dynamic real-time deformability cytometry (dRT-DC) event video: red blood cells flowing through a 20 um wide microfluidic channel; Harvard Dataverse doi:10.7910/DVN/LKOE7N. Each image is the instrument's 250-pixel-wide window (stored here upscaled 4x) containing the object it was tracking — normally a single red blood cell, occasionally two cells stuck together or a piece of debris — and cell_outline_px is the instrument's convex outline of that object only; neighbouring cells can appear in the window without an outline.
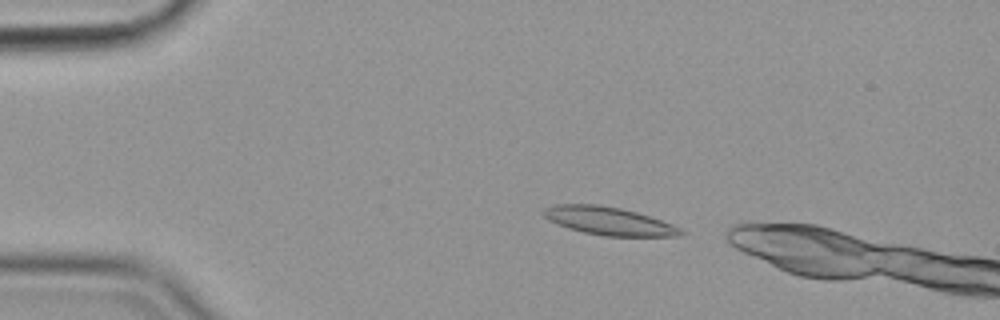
{"species": "common noctule bat (a hibernating species)", "species_latin": "Nyctalus noctula", "temperature_condition": "cold", "stored_images_in_passage": 7, "camera_frame_rate_fps": 3000, "um_per_image_px": 0.085, "animal": {"sex": "female", "body_mass_g": 19.9}, "frame": {"image": 1, "passage_image": 3, "time_ms": 0.667, "image_size_px": [1000, 320], "cell_outline_px": [[688, 232], [680, 236], [604, 236], [584, 232], [568, 228], [556, 224], [548, 220], [540, 212], [544, 208], [552, 204], [600, 204], [620, 208], [636, 212], [672, 224]], "centroid_in_image_um": [51.71, 18.78], "position_along_channel_um": 33.3, "area_um2": 22.6}}